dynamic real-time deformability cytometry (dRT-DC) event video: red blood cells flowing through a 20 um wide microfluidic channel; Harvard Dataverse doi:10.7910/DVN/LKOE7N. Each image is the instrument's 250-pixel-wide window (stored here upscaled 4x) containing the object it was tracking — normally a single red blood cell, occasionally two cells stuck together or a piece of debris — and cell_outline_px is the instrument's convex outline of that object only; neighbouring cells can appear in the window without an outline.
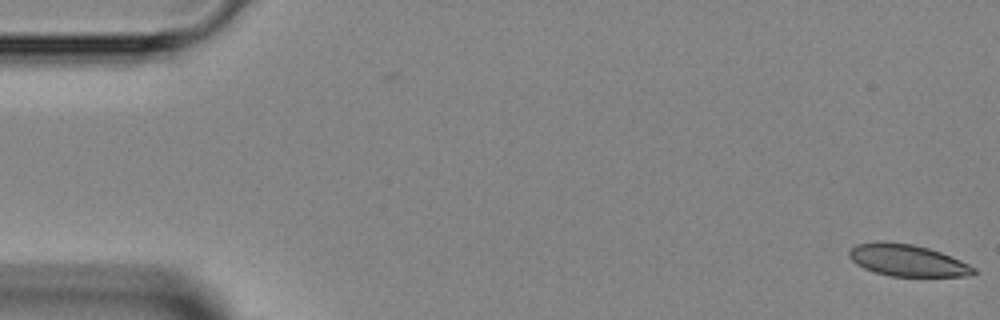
{"species": "Egyptian fruit bat (a non-hibernating species)", "species_latin": "Rousettus aegyptiacus", "temperature_condition": "room temperature", "stored_images_in_passage": 2, "camera_frame_rate_fps": 3000, "um_per_image_px": 0.085, "animal": {"sex": "female"}, "frame": {"image": 1, "passage_image": 2, "time_ms": 1.0, "image_size_px": [1000, 320], "cell_outline_px": [[976, 272], [972, 276], [892, 276], [876, 272], [864, 268], [856, 264], [848, 256], [848, 252], [856, 244], [876, 240], [912, 244], [928, 248], [952, 256], [976, 268]], "centroid_in_image_um": [77.12, 22.12], "position_along_channel_um": 7.9, "area_um2": 23.12}}